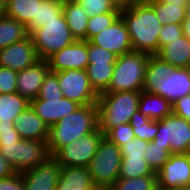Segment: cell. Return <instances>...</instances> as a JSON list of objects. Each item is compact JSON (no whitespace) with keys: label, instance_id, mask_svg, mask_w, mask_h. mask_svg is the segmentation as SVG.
Returning a JSON list of instances; mask_svg holds the SVG:
<instances>
[{"label":"cell","instance_id":"1","mask_svg":"<svg viewBox=\"0 0 190 190\" xmlns=\"http://www.w3.org/2000/svg\"><path fill=\"white\" fill-rule=\"evenodd\" d=\"M121 17L127 26L133 51L156 55L162 24L154 9L146 1L137 0L121 10Z\"/></svg>","mask_w":190,"mask_h":190},{"label":"cell","instance_id":"2","mask_svg":"<svg viewBox=\"0 0 190 190\" xmlns=\"http://www.w3.org/2000/svg\"><path fill=\"white\" fill-rule=\"evenodd\" d=\"M143 91L160 95L173 103L190 94V68H175L158 56L150 55Z\"/></svg>","mask_w":190,"mask_h":190},{"label":"cell","instance_id":"3","mask_svg":"<svg viewBox=\"0 0 190 190\" xmlns=\"http://www.w3.org/2000/svg\"><path fill=\"white\" fill-rule=\"evenodd\" d=\"M98 128V108L96 104L80 106L56 124L49 127L48 148L53 156L64 147Z\"/></svg>","mask_w":190,"mask_h":190},{"label":"cell","instance_id":"4","mask_svg":"<svg viewBox=\"0 0 190 190\" xmlns=\"http://www.w3.org/2000/svg\"><path fill=\"white\" fill-rule=\"evenodd\" d=\"M141 91L101 93L98 96V128L104 135L112 128L130 122L138 111Z\"/></svg>","mask_w":190,"mask_h":190},{"label":"cell","instance_id":"5","mask_svg":"<svg viewBox=\"0 0 190 190\" xmlns=\"http://www.w3.org/2000/svg\"><path fill=\"white\" fill-rule=\"evenodd\" d=\"M149 54L131 51L117 58L110 85L104 93L143 91Z\"/></svg>","mask_w":190,"mask_h":190},{"label":"cell","instance_id":"6","mask_svg":"<svg viewBox=\"0 0 190 190\" xmlns=\"http://www.w3.org/2000/svg\"><path fill=\"white\" fill-rule=\"evenodd\" d=\"M121 160L120 148L103 137L88 166L94 187L112 188L119 176Z\"/></svg>","mask_w":190,"mask_h":190},{"label":"cell","instance_id":"7","mask_svg":"<svg viewBox=\"0 0 190 190\" xmlns=\"http://www.w3.org/2000/svg\"><path fill=\"white\" fill-rule=\"evenodd\" d=\"M39 59L48 60L52 55L75 41L62 14L57 21H50L30 34Z\"/></svg>","mask_w":190,"mask_h":190},{"label":"cell","instance_id":"8","mask_svg":"<svg viewBox=\"0 0 190 190\" xmlns=\"http://www.w3.org/2000/svg\"><path fill=\"white\" fill-rule=\"evenodd\" d=\"M154 144H161L171 154L190 153V122L174 114L158 121Z\"/></svg>","mask_w":190,"mask_h":190},{"label":"cell","instance_id":"9","mask_svg":"<svg viewBox=\"0 0 190 190\" xmlns=\"http://www.w3.org/2000/svg\"><path fill=\"white\" fill-rule=\"evenodd\" d=\"M103 137L104 133L97 128L94 132L61 147L53 157L61 166L88 167Z\"/></svg>","mask_w":190,"mask_h":190},{"label":"cell","instance_id":"10","mask_svg":"<svg viewBox=\"0 0 190 190\" xmlns=\"http://www.w3.org/2000/svg\"><path fill=\"white\" fill-rule=\"evenodd\" d=\"M54 73L58 76L63 97L80 106L97 104L99 95L92 88L86 70L68 69Z\"/></svg>","mask_w":190,"mask_h":190},{"label":"cell","instance_id":"11","mask_svg":"<svg viewBox=\"0 0 190 190\" xmlns=\"http://www.w3.org/2000/svg\"><path fill=\"white\" fill-rule=\"evenodd\" d=\"M158 190H177L190 187V153L171 154L156 172Z\"/></svg>","mask_w":190,"mask_h":190},{"label":"cell","instance_id":"12","mask_svg":"<svg viewBox=\"0 0 190 190\" xmlns=\"http://www.w3.org/2000/svg\"><path fill=\"white\" fill-rule=\"evenodd\" d=\"M89 42L118 57L133 51L127 26L121 16L111 26L93 36Z\"/></svg>","mask_w":190,"mask_h":190},{"label":"cell","instance_id":"13","mask_svg":"<svg viewBox=\"0 0 190 190\" xmlns=\"http://www.w3.org/2000/svg\"><path fill=\"white\" fill-rule=\"evenodd\" d=\"M61 164L50 156L40 165L22 173L25 190H56Z\"/></svg>","mask_w":190,"mask_h":190},{"label":"cell","instance_id":"14","mask_svg":"<svg viewBox=\"0 0 190 190\" xmlns=\"http://www.w3.org/2000/svg\"><path fill=\"white\" fill-rule=\"evenodd\" d=\"M39 60L30 35L0 50V66L17 72L34 65Z\"/></svg>","mask_w":190,"mask_h":190},{"label":"cell","instance_id":"15","mask_svg":"<svg viewBox=\"0 0 190 190\" xmlns=\"http://www.w3.org/2000/svg\"><path fill=\"white\" fill-rule=\"evenodd\" d=\"M51 72L68 69L86 70L88 61V45L86 40H75L48 59Z\"/></svg>","mask_w":190,"mask_h":190},{"label":"cell","instance_id":"16","mask_svg":"<svg viewBox=\"0 0 190 190\" xmlns=\"http://www.w3.org/2000/svg\"><path fill=\"white\" fill-rule=\"evenodd\" d=\"M30 106L48 127L59 122L67 115L76 111L80 105L66 97L53 99H33Z\"/></svg>","mask_w":190,"mask_h":190},{"label":"cell","instance_id":"17","mask_svg":"<svg viewBox=\"0 0 190 190\" xmlns=\"http://www.w3.org/2000/svg\"><path fill=\"white\" fill-rule=\"evenodd\" d=\"M50 72L48 60L40 59L34 65L18 72L16 92L29 102L39 95L41 85Z\"/></svg>","mask_w":190,"mask_h":190},{"label":"cell","instance_id":"18","mask_svg":"<svg viewBox=\"0 0 190 190\" xmlns=\"http://www.w3.org/2000/svg\"><path fill=\"white\" fill-rule=\"evenodd\" d=\"M14 125L22 140L48 141L49 127L31 106L17 116Z\"/></svg>","mask_w":190,"mask_h":190},{"label":"cell","instance_id":"19","mask_svg":"<svg viewBox=\"0 0 190 190\" xmlns=\"http://www.w3.org/2000/svg\"><path fill=\"white\" fill-rule=\"evenodd\" d=\"M50 156L47 142L20 139L18 173L33 169L46 161Z\"/></svg>","mask_w":190,"mask_h":190},{"label":"cell","instance_id":"20","mask_svg":"<svg viewBox=\"0 0 190 190\" xmlns=\"http://www.w3.org/2000/svg\"><path fill=\"white\" fill-rule=\"evenodd\" d=\"M160 23L182 25L187 16V3L181 0H148Z\"/></svg>","mask_w":190,"mask_h":190},{"label":"cell","instance_id":"21","mask_svg":"<svg viewBox=\"0 0 190 190\" xmlns=\"http://www.w3.org/2000/svg\"><path fill=\"white\" fill-rule=\"evenodd\" d=\"M156 56L175 68H187L190 64V40L183 35L163 46Z\"/></svg>","mask_w":190,"mask_h":190},{"label":"cell","instance_id":"22","mask_svg":"<svg viewBox=\"0 0 190 190\" xmlns=\"http://www.w3.org/2000/svg\"><path fill=\"white\" fill-rule=\"evenodd\" d=\"M94 188L88 167H61L56 190H91Z\"/></svg>","mask_w":190,"mask_h":190},{"label":"cell","instance_id":"23","mask_svg":"<svg viewBox=\"0 0 190 190\" xmlns=\"http://www.w3.org/2000/svg\"><path fill=\"white\" fill-rule=\"evenodd\" d=\"M138 111L151 120L159 121L172 114V103L160 95L141 91Z\"/></svg>","mask_w":190,"mask_h":190},{"label":"cell","instance_id":"24","mask_svg":"<svg viewBox=\"0 0 190 190\" xmlns=\"http://www.w3.org/2000/svg\"><path fill=\"white\" fill-rule=\"evenodd\" d=\"M63 15L75 40H86L89 16L75 0H63Z\"/></svg>","mask_w":190,"mask_h":190},{"label":"cell","instance_id":"25","mask_svg":"<svg viewBox=\"0 0 190 190\" xmlns=\"http://www.w3.org/2000/svg\"><path fill=\"white\" fill-rule=\"evenodd\" d=\"M63 0H37L36 19L27 27L30 35L34 30L50 21H57L63 13Z\"/></svg>","mask_w":190,"mask_h":190},{"label":"cell","instance_id":"26","mask_svg":"<svg viewBox=\"0 0 190 190\" xmlns=\"http://www.w3.org/2000/svg\"><path fill=\"white\" fill-rule=\"evenodd\" d=\"M30 106V102L17 92L0 94V123L14 122Z\"/></svg>","mask_w":190,"mask_h":190},{"label":"cell","instance_id":"27","mask_svg":"<svg viewBox=\"0 0 190 190\" xmlns=\"http://www.w3.org/2000/svg\"><path fill=\"white\" fill-rule=\"evenodd\" d=\"M115 63H89L86 67L89 82L95 92L100 95L110 85Z\"/></svg>","mask_w":190,"mask_h":190},{"label":"cell","instance_id":"28","mask_svg":"<svg viewBox=\"0 0 190 190\" xmlns=\"http://www.w3.org/2000/svg\"><path fill=\"white\" fill-rule=\"evenodd\" d=\"M29 36L27 27L17 20L0 16V50Z\"/></svg>","mask_w":190,"mask_h":190},{"label":"cell","instance_id":"29","mask_svg":"<svg viewBox=\"0 0 190 190\" xmlns=\"http://www.w3.org/2000/svg\"><path fill=\"white\" fill-rule=\"evenodd\" d=\"M37 0H11L6 3V16L23 23L26 27L36 19Z\"/></svg>","mask_w":190,"mask_h":190},{"label":"cell","instance_id":"30","mask_svg":"<svg viewBox=\"0 0 190 190\" xmlns=\"http://www.w3.org/2000/svg\"><path fill=\"white\" fill-rule=\"evenodd\" d=\"M135 138L153 142L158 133V121H154L137 111L130 119Z\"/></svg>","mask_w":190,"mask_h":190},{"label":"cell","instance_id":"31","mask_svg":"<svg viewBox=\"0 0 190 190\" xmlns=\"http://www.w3.org/2000/svg\"><path fill=\"white\" fill-rule=\"evenodd\" d=\"M156 175L145 158H122L118 178Z\"/></svg>","mask_w":190,"mask_h":190},{"label":"cell","instance_id":"32","mask_svg":"<svg viewBox=\"0 0 190 190\" xmlns=\"http://www.w3.org/2000/svg\"><path fill=\"white\" fill-rule=\"evenodd\" d=\"M112 189L114 190H158L156 175L134 178H118Z\"/></svg>","mask_w":190,"mask_h":190},{"label":"cell","instance_id":"33","mask_svg":"<svg viewBox=\"0 0 190 190\" xmlns=\"http://www.w3.org/2000/svg\"><path fill=\"white\" fill-rule=\"evenodd\" d=\"M121 12H108L89 17L86 29V41L111 26L119 17Z\"/></svg>","mask_w":190,"mask_h":190},{"label":"cell","instance_id":"34","mask_svg":"<svg viewBox=\"0 0 190 190\" xmlns=\"http://www.w3.org/2000/svg\"><path fill=\"white\" fill-rule=\"evenodd\" d=\"M170 150H165L161 144L148 142L144 158L154 172H157L169 159Z\"/></svg>","mask_w":190,"mask_h":190},{"label":"cell","instance_id":"35","mask_svg":"<svg viewBox=\"0 0 190 190\" xmlns=\"http://www.w3.org/2000/svg\"><path fill=\"white\" fill-rule=\"evenodd\" d=\"M89 17L108 13L121 12L110 0H75Z\"/></svg>","mask_w":190,"mask_h":190},{"label":"cell","instance_id":"36","mask_svg":"<svg viewBox=\"0 0 190 190\" xmlns=\"http://www.w3.org/2000/svg\"><path fill=\"white\" fill-rule=\"evenodd\" d=\"M110 142L115 143L119 148L135 139L132 126L127 124H120L110 129L105 135Z\"/></svg>","mask_w":190,"mask_h":190},{"label":"cell","instance_id":"37","mask_svg":"<svg viewBox=\"0 0 190 190\" xmlns=\"http://www.w3.org/2000/svg\"><path fill=\"white\" fill-rule=\"evenodd\" d=\"M62 90L59 87L58 76L54 72H49L46 76L38 95L39 99L62 98Z\"/></svg>","mask_w":190,"mask_h":190},{"label":"cell","instance_id":"38","mask_svg":"<svg viewBox=\"0 0 190 190\" xmlns=\"http://www.w3.org/2000/svg\"><path fill=\"white\" fill-rule=\"evenodd\" d=\"M89 63H116L118 56L87 41Z\"/></svg>","mask_w":190,"mask_h":190},{"label":"cell","instance_id":"39","mask_svg":"<svg viewBox=\"0 0 190 190\" xmlns=\"http://www.w3.org/2000/svg\"><path fill=\"white\" fill-rule=\"evenodd\" d=\"M148 141L135 138L120 147L122 158H144Z\"/></svg>","mask_w":190,"mask_h":190},{"label":"cell","instance_id":"40","mask_svg":"<svg viewBox=\"0 0 190 190\" xmlns=\"http://www.w3.org/2000/svg\"><path fill=\"white\" fill-rule=\"evenodd\" d=\"M184 35L182 25L178 24H166L162 25L160 30L159 38V50L165 46L169 45L170 42L179 39Z\"/></svg>","mask_w":190,"mask_h":190},{"label":"cell","instance_id":"41","mask_svg":"<svg viewBox=\"0 0 190 190\" xmlns=\"http://www.w3.org/2000/svg\"><path fill=\"white\" fill-rule=\"evenodd\" d=\"M17 75V71L0 66V94L16 92Z\"/></svg>","mask_w":190,"mask_h":190},{"label":"cell","instance_id":"42","mask_svg":"<svg viewBox=\"0 0 190 190\" xmlns=\"http://www.w3.org/2000/svg\"><path fill=\"white\" fill-rule=\"evenodd\" d=\"M20 152V140L17 143L0 144V153L6 161L18 173V158Z\"/></svg>","mask_w":190,"mask_h":190},{"label":"cell","instance_id":"43","mask_svg":"<svg viewBox=\"0 0 190 190\" xmlns=\"http://www.w3.org/2000/svg\"><path fill=\"white\" fill-rule=\"evenodd\" d=\"M20 139L14 122L0 123V144L17 143Z\"/></svg>","mask_w":190,"mask_h":190},{"label":"cell","instance_id":"44","mask_svg":"<svg viewBox=\"0 0 190 190\" xmlns=\"http://www.w3.org/2000/svg\"><path fill=\"white\" fill-rule=\"evenodd\" d=\"M172 114L190 122V94L172 103Z\"/></svg>","mask_w":190,"mask_h":190},{"label":"cell","instance_id":"45","mask_svg":"<svg viewBox=\"0 0 190 190\" xmlns=\"http://www.w3.org/2000/svg\"><path fill=\"white\" fill-rule=\"evenodd\" d=\"M0 190H25L22 173L0 178Z\"/></svg>","mask_w":190,"mask_h":190},{"label":"cell","instance_id":"46","mask_svg":"<svg viewBox=\"0 0 190 190\" xmlns=\"http://www.w3.org/2000/svg\"><path fill=\"white\" fill-rule=\"evenodd\" d=\"M16 171L14 168L6 161L3 155L0 153V178L7 176H12Z\"/></svg>","mask_w":190,"mask_h":190},{"label":"cell","instance_id":"47","mask_svg":"<svg viewBox=\"0 0 190 190\" xmlns=\"http://www.w3.org/2000/svg\"><path fill=\"white\" fill-rule=\"evenodd\" d=\"M183 33L190 40V3L187 4V16L182 23Z\"/></svg>","mask_w":190,"mask_h":190},{"label":"cell","instance_id":"48","mask_svg":"<svg viewBox=\"0 0 190 190\" xmlns=\"http://www.w3.org/2000/svg\"><path fill=\"white\" fill-rule=\"evenodd\" d=\"M118 9L122 10L132 5L137 0H110Z\"/></svg>","mask_w":190,"mask_h":190},{"label":"cell","instance_id":"49","mask_svg":"<svg viewBox=\"0 0 190 190\" xmlns=\"http://www.w3.org/2000/svg\"><path fill=\"white\" fill-rule=\"evenodd\" d=\"M5 14H6L5 0H0V16H4Z\"/></svg>","mask_w":190,"mask_h":190},{"label":"cell","instance_id":"50","mask_svg":"<svg viewBox=\"0 0 190 190\" xmlns=\"http://www.w3.org/2000/svg\"><path fill=\"white\" fill-rule=\"evenodd\" d=\"M177 190H190V187H184V188H180V189H177Z\"/></svg>","mask_w":190,"mask_h":190},{"label":"cell","instance_id":"51","mask_svg":"<svg viewBox=\"0 0 190 190\" xmlns=\"http://www.w3.org/2000/svg\"><path fill=\"white\" fill-rule=\"evenodd\" d=\"M91 190H103V188H100V187H94V188H92Z\"/></svg>","mask_w":190,"mask_h":190},{"label":"cell","instance_id":"52","mask_svg":"<svg viewBox=\"0 0 190 190\" xmlns=\"http://www.w3.org/2000/svg\"><path fill=\"white\" fill-rule=\"evenodd\" d=\"M181 1H183V2H185V3H190V0H181Z\"/></svg>","mask_w":190,"mask_h":190},{"label":"cell","instance_id":"53","mask_svg":"<svg viewBox=\"0 0 190 190\" xmlns=\"http://www.w3.org/2000/svg\"><path fill=\"white\" fill-rule=\"evenodd\" d=\"M103 190H114L112 188H103Z\"/></svg>","mask_w":190,"mask_h":190}]
</instances>
